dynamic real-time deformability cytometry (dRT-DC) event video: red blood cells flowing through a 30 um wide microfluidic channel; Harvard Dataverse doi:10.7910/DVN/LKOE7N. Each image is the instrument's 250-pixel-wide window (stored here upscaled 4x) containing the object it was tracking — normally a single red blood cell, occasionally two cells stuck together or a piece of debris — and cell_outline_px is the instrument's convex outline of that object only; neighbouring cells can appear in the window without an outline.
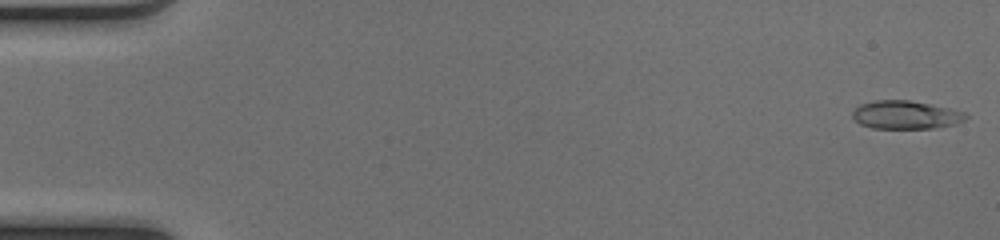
{"species": "common noctule bat (a hibernating species)", "species_latin": "Nyctalus noctula", "temperature_condition": "cold", "stored_images_in_passage": 50, "camera_frame_rate_fps": 3000, "um_per_image_px": 0.085, "animal": {"sex": "female", "body_mass_g": 17.0, "forearm_length_mm": 48.0}, "frame": {"image": 1, "passage_image": 1, "time_ms": 0.0, "image_size_px": [1000, 240], "cell_outline_px": [[968, 116], [964, 120], [956, 124], [936, 128], [872, 128], [860, 124], [852, 116], [852, 112], [860, 104], [872, 100], [908, 100], [968, 112]], "centroid_in_image_um": [77.0, 9.76], "position_along_channel_um": 8.0, "area_um2": 18.67}}
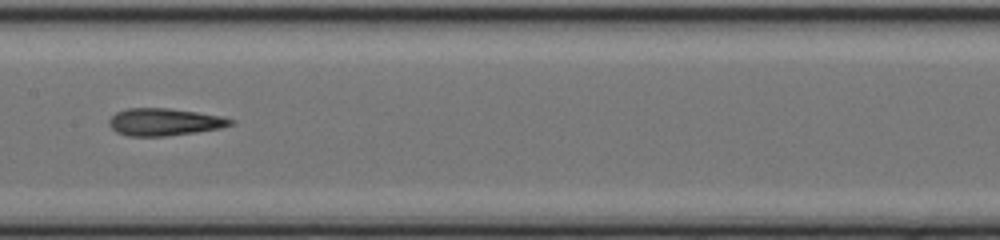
{"frame": {"image": 2, "passage_image": 26, "time_ms": 8.333, "image_size_px": [1000, 240], "cell_outline_px": [[236, 124], [220, 128], [196, 132], [164, 136], [128, 136], [116, 132], [108, 124], [108, 120], [116, 112], [128, 108], [168, 108], [196, 112], [220, 116], [236, 120]], "centroid_in_image_um": [13.98, 10.37], "position_along_channel_um": 193.4, "area_um2": 19.36}}
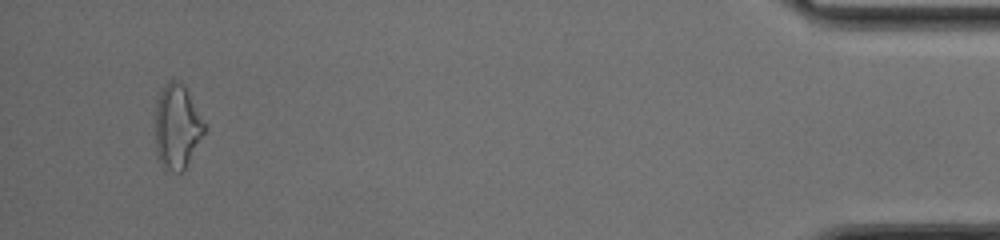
{"frame": {"image": 3, "passage_image": 48, "time_ms": 15.667, "image_size_px": [1000, 240], "cell_outline_px": [[208, 128], [184, 168], [180, 172], [164, 172], [156, 152], [156, 100], [160, 92], [168, 80], [176, 80], [184, 84]], "centroid_in_image_um": [15.05, 10.77], "position_along_channel_um": 420.1, "area_um2": 24.33}, "authors_computed_cell_mechanics": {"area_um2": 18.9873, "velocity_mm_per_s": 4.1332, "shape_relaxation_time_tau1_ms": 8.738, "shape_relaxation_time_tau2_ms": 3.3577, "deformation_change_tau1": 0.2403, "deformation_change_tau2": 0.1318}}